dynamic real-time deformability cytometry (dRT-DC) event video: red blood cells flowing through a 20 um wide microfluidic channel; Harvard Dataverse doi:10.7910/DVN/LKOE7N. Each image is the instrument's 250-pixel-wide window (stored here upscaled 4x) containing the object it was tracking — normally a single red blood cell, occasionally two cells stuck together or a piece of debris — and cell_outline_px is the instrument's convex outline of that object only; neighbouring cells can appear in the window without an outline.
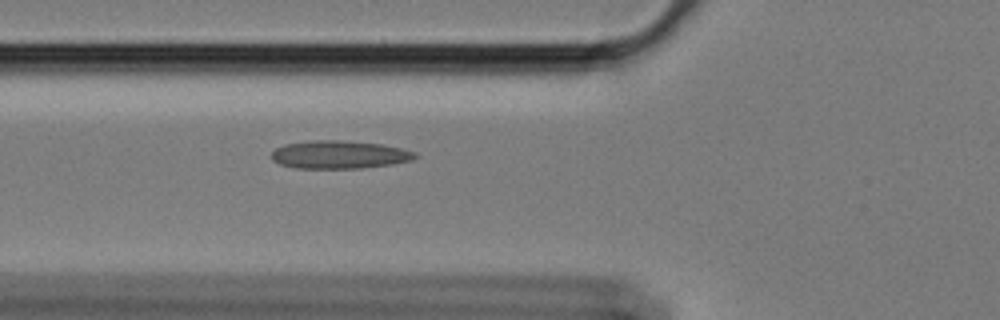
{"species": "Egyptian fruit bat (a non-hibernating species)", "species_latin": "Rousettus aegyptiacus", "temperature_condition": "cold", "stored_images_in_passage": 35, "camera_frame_rate_fps": 3000, "um_per_image_px": 0.085, "animal": {"sex": "female"}, "frame": {"image": 1, "passage_image": 3, "time_ms": 0.667, "image_size_px": [1000, 320], "cell_outline_px": [[420, 156], [412, 160], [392, 164], [360, 168], [296, 168], [280, 164], [272, 160], [272, 152], [276, 148], [284, 144], [312, 140], [340, 140], [384, 144], [416, 152]], "centroid_in_image_um": [28.86, 13.14], "position_along_channel_um": 96.9, "area_um2": 23.52}}
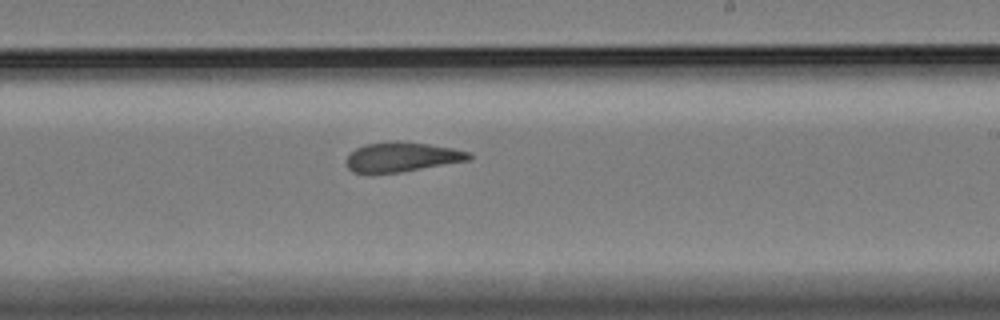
{"frame": {"image": 2, "passage_image": 17, "time_ms": 5.333, "image_size_px": [1000, 320], "cell_outline_px": [[472, 160], [400, 172], [352, 172], [348, 168], [348, 156], [356, 148], [364, 144], [388, 140], [396, 140], [428, 144], [452, 148], [472, 152]], "centroid_in_image_um": [34.22, 13.32], "position_along_channel_um": 254.8, "area_um2": 21.15}}
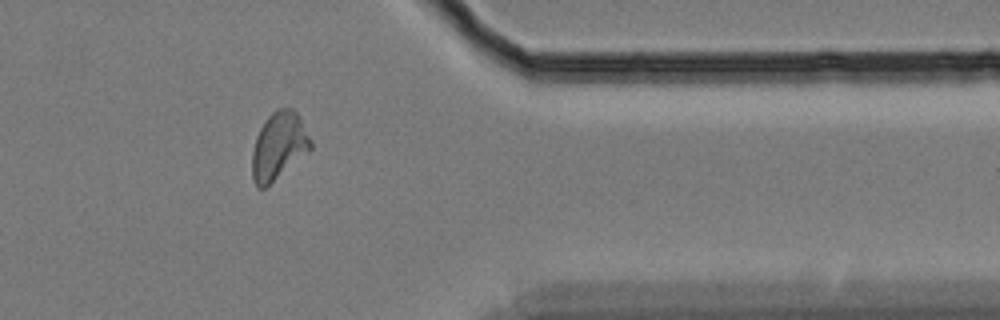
{"frame": {"image": 3, "passage_image": 30, "time_ms": 9.667, "image_size_px": [1000, 320], "cell_outline_px": [[312, 148], [264, 188], [256, 188], [252, 180], [252, 152], [256, 136], [264, 120], [276, 108], [292, 108], [300, 116], [312, 140]], "centroid_in_image_um": [23.68, 12.38], "position_along_channel_um": 387.7, "area_um2": 22.95}}